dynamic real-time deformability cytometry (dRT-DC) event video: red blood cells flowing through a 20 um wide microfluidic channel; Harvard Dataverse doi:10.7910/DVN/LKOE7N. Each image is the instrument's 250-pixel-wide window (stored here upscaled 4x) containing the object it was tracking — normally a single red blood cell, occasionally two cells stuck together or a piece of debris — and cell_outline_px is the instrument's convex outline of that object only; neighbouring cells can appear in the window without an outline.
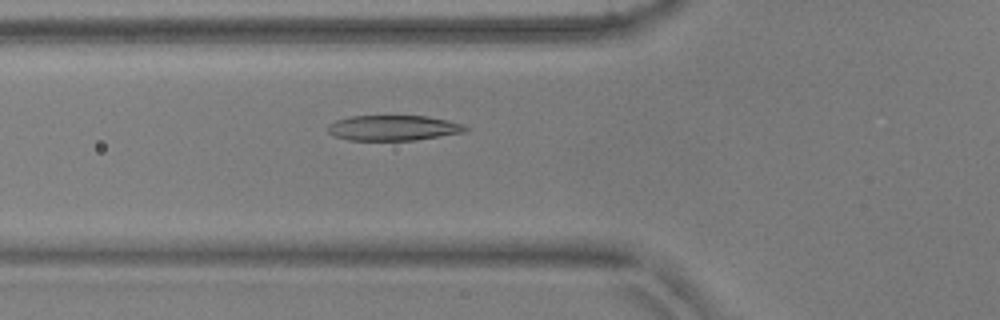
{"species": "common noctule bat (a hibernating species)", "species_latin": "Nyctalus noctula", "temperature_condition": "warm", "stored_images_in_passage": 50, "camera_frame_rate_fps": 3000, "um_per_image_px": 0.085, "animal": {"sex": "male", "body_mass_g": 17.9, "forearm_length_mm": 54.2}, "frame": {"image": 1, "passage_image": 19, "time_ms": 6.0, "image_size_px": [1000, 320], "cell_outline_px": [[472, 128], [464, 132], [416, 140], [348, 140], [336, 136], [328, 132], [328, 124], [336, 120], [352, 116], [428, 116], [448, 120], [464, 124]], "centroid_in_image_um": [33.48, 10.87], "position_along_channel_um": 92.3, "area_um2": 20.35}}
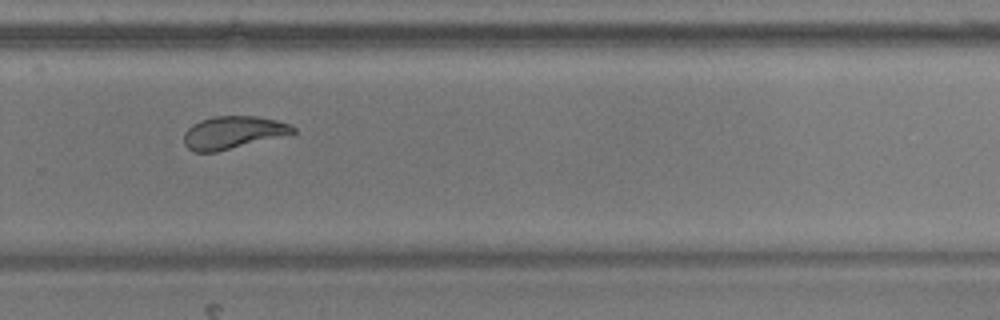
{"frame": {"image": 2, "passage_image": 36, "time_ms": 11.667, "image_size_px": [1000, 320], "cell_outline_px": [[296, 132], [216, 152], [196, 152], [188, 148], [184, 144], [184, 132], [192, 124], [200, 120], [216, 116], [256, 116], [276, 120], [288, 124], [296, 128]], "centroid_in_image_um": [19.75, 11.25], "position_along_channel_um": 310.0, "area_um2": 20.4}}
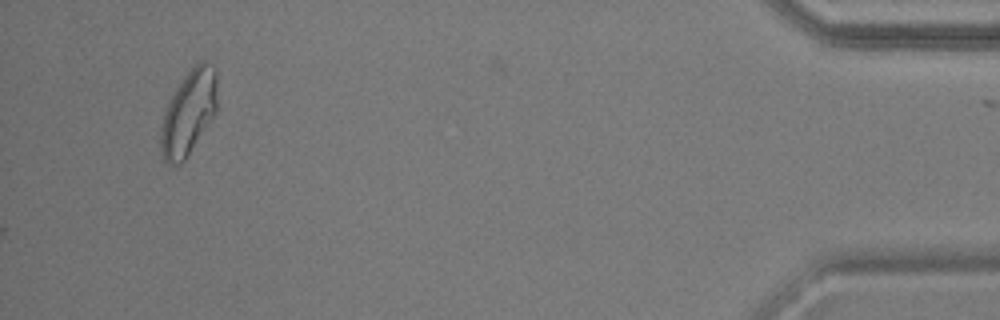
{"frame": {"image": 3, "passage_image": 50, "time_ms": 16.333, "image_size_px": [1000, 320], "cell_outline_px": [[216, 112], [184, 160], [180, 164], [168, 164], [164, 160], [160, 148], [160, 128], [164, 112], [176, 88], [184, 76], [196, 60], [208, 60], [216, 68]], "centroid_in_image_um": [16.03, 9.52], "position_along_channel_um": 419.2, "area_um2": 27.8}, "authors_computed_cell_mechanics": {"area_um2": 21.0681, "velocity_mm_per_s": 3.8306, "shape_relaxation_time_tau1_ms": 10.9267, "shape_relaxation_time_tau2_ms": 1.2839, "deformation_change_tau1": 0.3178, "deformation_change_tau2": 0.0767}}